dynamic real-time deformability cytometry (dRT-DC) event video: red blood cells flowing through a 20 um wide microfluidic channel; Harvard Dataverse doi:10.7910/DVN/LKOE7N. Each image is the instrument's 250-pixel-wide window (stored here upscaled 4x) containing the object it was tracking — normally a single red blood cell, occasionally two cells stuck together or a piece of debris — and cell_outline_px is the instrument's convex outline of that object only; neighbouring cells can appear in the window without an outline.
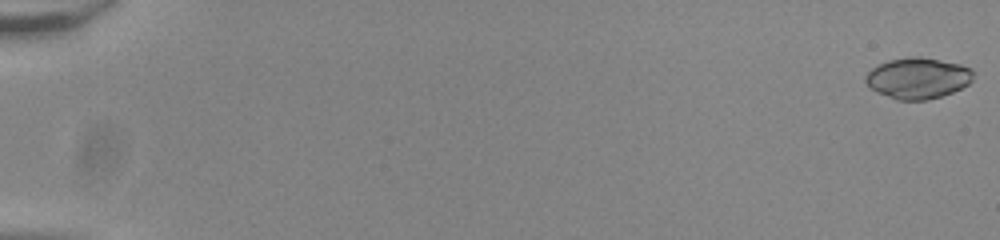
{"species": "common noctule bat (a hibernating species)", "species_latin": "Nyctalus noctula", "temperature_condition": "room temperature", "stored_images_in_passage": 55, "camera_frame_rate_fps": 3000, "um_per_image_px": 0.085, "animal": {"sex": "male", "body_mass_g": 20.0, "forearm_length_mm": 53.3}, "frame": {"image": 1, "passage_image": 1, "time_ms": 0.0, "image_size_px": [1000, 240], "cell_outline_px": [[972, 80], [968, 84], [952, 92], [940, 96], [924, 100], [896, 100], [876, 92], [864, 80], [864, 76], [872, 68], [888, 60], [908, 56], [920, 56], [960, 64], [972, 68]], "centroid_in_image_um": [77.99, 6.63], "position_along_channel_um": 7.0, "area_um2": 25.72}}
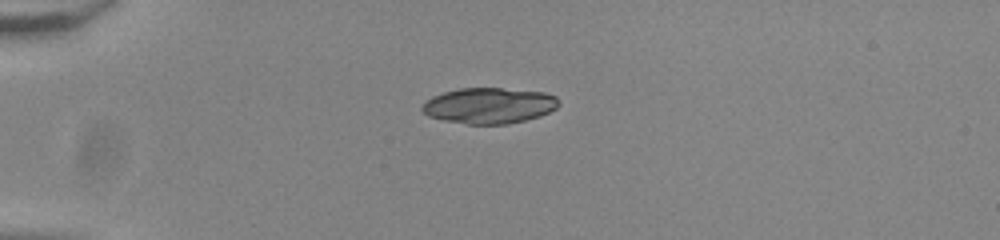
{"frame": {"image": 2, "passage_image": 16, "time_ms": 5.0, "image_size_px": [1000, 240], "cell_outline_px": [[560, 104], [556, 108], [540, 116], [524, 120], [504, 124], [468, 124], [444, 120], [428, 116], [420, 108], [432, 96], [444, 92], [460, 88], [500, 88], [544, 92], [556, 96], [560, 100]], "centroid_in_image_um": [41.6, 8.97], "position_along_channel_um": 43.4, "area_um2": 28.38}}